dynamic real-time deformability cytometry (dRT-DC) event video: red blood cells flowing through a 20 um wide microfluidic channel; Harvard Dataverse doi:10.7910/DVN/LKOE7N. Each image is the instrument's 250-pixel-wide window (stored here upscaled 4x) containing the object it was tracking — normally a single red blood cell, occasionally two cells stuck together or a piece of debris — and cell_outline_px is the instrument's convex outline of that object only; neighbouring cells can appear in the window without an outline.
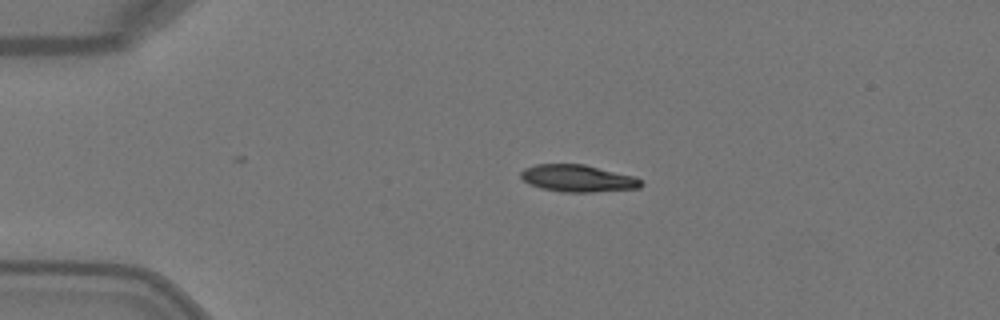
{"species": "Egyptian fruit bat (a non-hibernating species)", "species_latin": "Rousettus aegyptiacus", "temperature_condition": "warm", "stored_images_in_passage": 3, "camera_frame_rate_fps": 3000, "um_per_image_px": 0.085, "animal": {"sex": "female"}, "frame": {"image": 1, "passage_image": 1, "time_ms": 0.0, "image_size_px": [1000, 320], "cell_outline_px": [[644, 184], [640, 188], [592, 192], [560, 192], [540, 188], [528, 184], [520, 176], [520, 172], [524, 168], [536, 164], [584, 164], [636, 176]], "centroid_in_image_um": [49.11, 15.16], "position_along_channel_um": 35.9, "area_um2": 19.19}}